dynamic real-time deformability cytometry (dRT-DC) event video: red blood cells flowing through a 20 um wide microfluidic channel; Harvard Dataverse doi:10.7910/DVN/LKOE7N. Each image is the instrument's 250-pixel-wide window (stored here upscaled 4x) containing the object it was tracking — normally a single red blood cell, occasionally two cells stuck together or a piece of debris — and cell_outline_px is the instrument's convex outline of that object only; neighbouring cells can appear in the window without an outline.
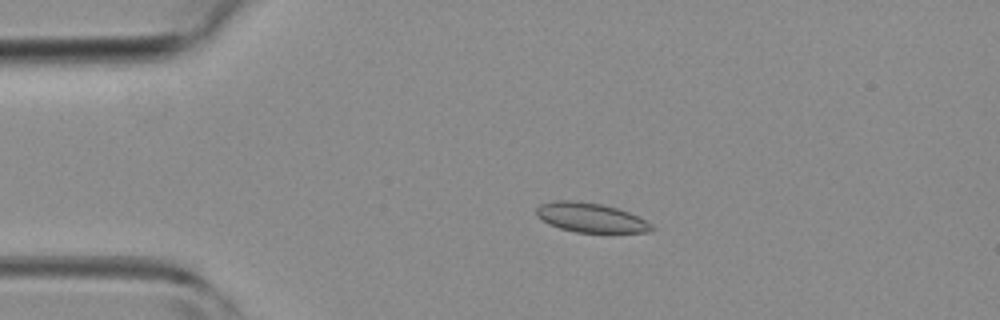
{"species": "common noctule bat (a hibernating species)", "species_latin": "Nyctalus noctula", "temperature_condition": "room temperature", "stored_images_in_passage": 2, "camera_frame_rate_fps": 3000, "um_per_image_px": 0.085, "animal": {"sex": "female", "body_mass_g": 19.3, "forearm_length_mm": 54.1}, "frame": {"image": 1, "passage_image": 1, "time_ms": 0.0, "image_size_px": [1000, 320], "cell_outline_px": [[656, 228], [652, 232], [576, 232], [560, 228], [548, 224], [536, 216], [536, 208], [540, 204], [552, 200], [572, 200], [600, 204], [616, 208], [628, 212], [652, 224]], "centroid_in_image_um": [50.17, 18.49], "position_along_channel_um": 34.8, "area_um2": 19.71}}